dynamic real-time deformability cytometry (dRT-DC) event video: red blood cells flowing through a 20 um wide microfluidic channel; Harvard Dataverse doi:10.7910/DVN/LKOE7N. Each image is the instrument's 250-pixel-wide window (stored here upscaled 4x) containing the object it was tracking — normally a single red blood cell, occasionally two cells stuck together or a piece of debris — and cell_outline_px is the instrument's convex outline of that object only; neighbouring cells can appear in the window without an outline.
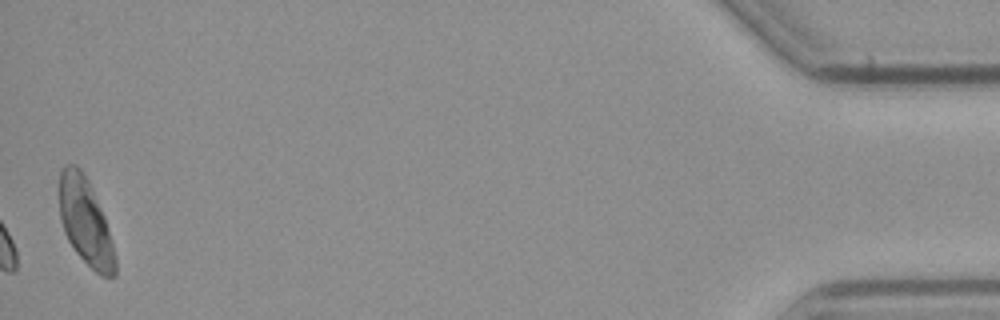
{"species": "common noctule bat (a hibernating species)", "species_latin": "Nyctalus noctula", "temperature_condition": "cold", "stored_images_in_passage": 39, "camera_frame_rate_fps": 3000, "um_per_image_px": 0.085, "animal": {"sex": "male", "body_mass_g": 23.1, "forearm_length_mm": 52.7}, "frame": {"image": 1, "passage_image": 39, "time_ms": 12.667, "image_size_px": [1000, 320], "cell_outline_px": [[116, 276], [100, 276], [76, 252], [68, 240], [64, 232], [60, 216], [60, 172], [64, 164], [76, 164], [84, 172], [88, 180], [104, 216], [108, 228], [116, 256]], "centroid_in_image_um": [7.27, 18.84], "position_along_channel_um": 427.9, "area_um2": 28.03}, "authors_computed_cell_mechanics": {"area_um2": 15.0858, "velocity_mm_per_s": 3.7517, "shape_relaxation_time_tau1_ms": null, "shape_relaxation_time_tau2_ms": 7.4025, "deformation_change_tau1": null, "deformation_change_tau2": 0.0899}}